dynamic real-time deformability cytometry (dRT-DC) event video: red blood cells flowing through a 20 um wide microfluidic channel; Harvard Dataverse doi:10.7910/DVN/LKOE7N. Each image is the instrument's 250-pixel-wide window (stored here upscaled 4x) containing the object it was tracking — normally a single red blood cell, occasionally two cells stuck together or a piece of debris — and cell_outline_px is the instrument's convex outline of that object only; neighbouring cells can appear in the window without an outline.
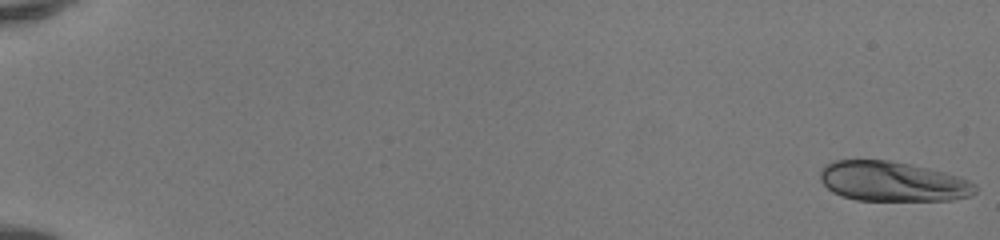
{"species": "human", "species_latin": "Homo sapiens", "temperature_condition": "room temperature", "stored_images_in_passage": 50, "camera_frame_rate_fps": 3000, "um_per_image_px": 0.085, "donor": {"sex": "female"}, "frame": {"image": 1, "passage_image": 1, "time_ms": 0.0, "image_size_px": [1000, 240], "cell_outline_px": [[976, 192], [972, 196], [952, 200], [856, 200], [840, 196], [832, 192], [820, 180], [820, 172], [824, 164], [836, 160], [888, 160], [912, 164], [960, 176], [976, 184]], "centroid_in_image_um": [75.88, 15.42], "position_along_channel_um": 9.1, "area_um2": 36.3}}
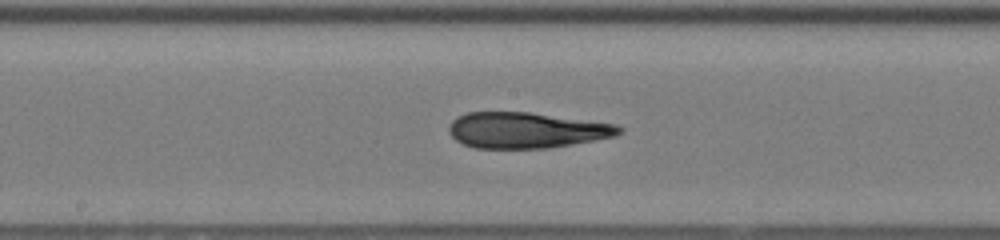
{"frame": {"image": 2, "passage_image": 29, "time_ms": 9.333, "image_size_px": [1000, 240], "cell_outline_px": [[624, 132], [616, 136], [572, 144], [548, 148], [476, 148], [464, 144], [456, 140], [448, 132], [448, 128], [452, 120], [456, 116], [468, 112], [528, 112], [616, 124], [624, 128]], "centroid_in_image_um": [44.74, 11.06], "position_along_channel_um": 203.5, "area_um2": 35.55}}
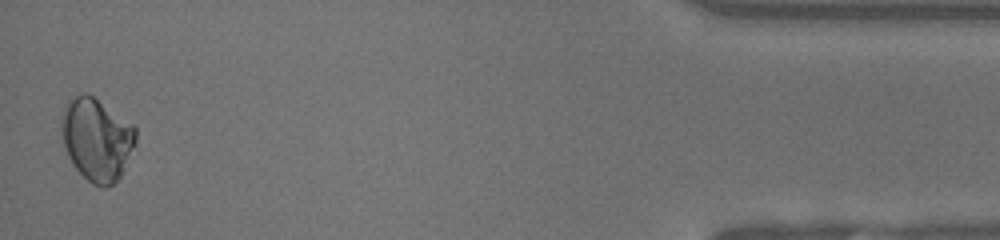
{"frame": {"image": 3, "passage_image": 50, "time_ms": 16.333, "image_size_px": [1000, 240], "cell_outline_px": [[136, 144], [120, 176], [108, 188], [100, 188], [92, 184], [72, 164], [68, 156], [64, 144], [60, 124], [68, 100], [80, 92], [88, 92], [132, 124], [136, 128]], "centroid_in_image_um": [8.23, 11.84], "position_along_channel_um": 427.0, "area_um2": 35.78}, "authors_computed_cell_mechanics": {"area_um2": 35.7493, "velocity_mm_per_s": 4.1889, "shape_relaxation_time_tau1_ms": 5.3519, "shape_relaxation_time_tau2_ms": 1.821, "deformation_change_tau1": 0.1638, "deformation_change_tau2": 0.0638}}